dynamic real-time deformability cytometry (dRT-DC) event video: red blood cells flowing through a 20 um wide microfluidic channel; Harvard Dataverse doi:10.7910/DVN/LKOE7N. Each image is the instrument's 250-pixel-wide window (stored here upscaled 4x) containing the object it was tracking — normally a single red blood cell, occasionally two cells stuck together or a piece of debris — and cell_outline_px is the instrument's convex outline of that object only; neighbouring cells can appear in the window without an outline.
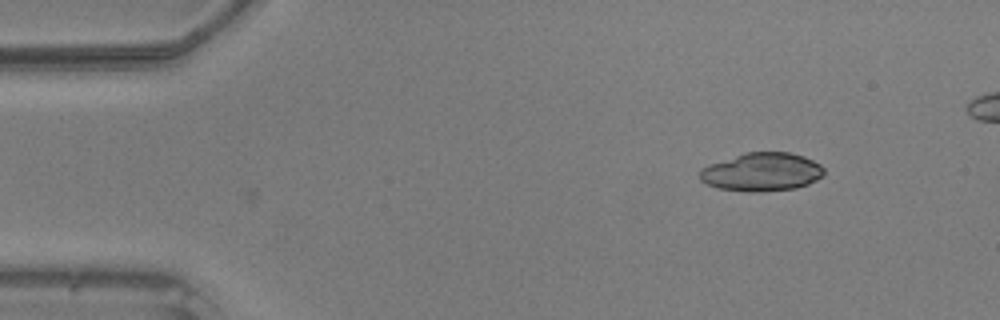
{"species": "common noctule bat (a hibernating species)", "species_latin": "Nyctalus noctula", "temperature_condition": "warm", "stored_images_in_passage": 5, "camera_frame_rate_fps": 3000, "um_per_image_px": 0.085, "animal": {"sex": "male", "body_mass_g": 20.5, "forearm_length_mm": 52.5}, "frame": {"image": 1, "passage_image": 5, "time_ms": 1.333, "image_size_px": [1000, 320], "cell_outline_px": [[824, 172], [816, 180], [808, 184], [796, 188], [760, 192], [748, 192], [716, 188], [700, 180], [700, 168], [708, 164], [744, 152], [788, 152], [804, 156], [820, 164], [824, 168]], "centroid_in_image_um": [64.72, 14.61], "position_along_channel_um": 20.3, "area_um2": 27.98}}